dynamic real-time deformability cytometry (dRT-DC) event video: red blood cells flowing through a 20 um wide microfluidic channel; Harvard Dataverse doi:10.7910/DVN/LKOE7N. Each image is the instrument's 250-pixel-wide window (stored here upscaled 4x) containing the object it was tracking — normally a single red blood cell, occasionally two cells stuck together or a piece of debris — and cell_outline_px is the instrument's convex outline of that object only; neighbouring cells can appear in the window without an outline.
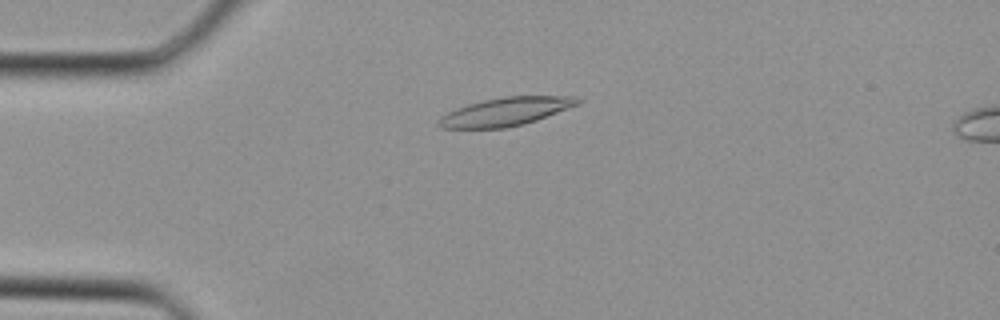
{"species": "Egyptian fruit bat (a non-hibernating species)", "species_latin": "Rousettus aegyptiacus", "temperature_condition": "cold", "stored_images_in_passage": 37, "camera_frame_rate_fps": 3000, "um_per_image_px": 0.085, "animal": {"sex": "female"}, "frame": {"image": 1, "passage_image": 9, "time_ms": 2.667, "image_size_px": [1000, 320], "cell_outline_px": [[584, 100], [580, 104], [536, 120], [524, 124], [504, 128], [440, 128], [436, 124], [436, 120], [440, 116], [456, 108], [468, 104], [484, 100], [504, 96], [576, 96]], "centroid_in_image_um": [42.98, 9.49], "position_along_channel_um": 42.0, "area_um2": 23.06}}
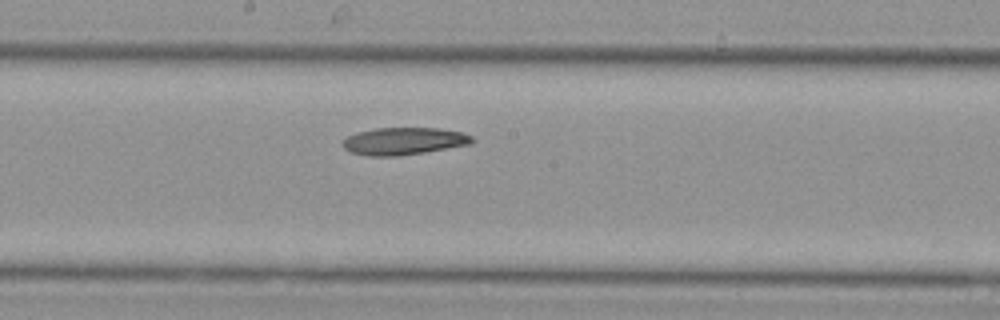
{"frame": {"image": 2, "passage_image": 20, "time_ms": 6.333, "image_size_px": [1000, 320], "cell_outline_px": [[476, 140], [472, 144], [424, 152], [396, 156], [364, 156], [352, 152], [344, 148], [340, 144], [348, 136], [360, 132], [376, 128], [440, 128], [464, 132], [472, 136]], "centroid_in_image_um": [34.37, 11.99], "position_along_channel_um": 213.8, "area_um2": 20.69}}
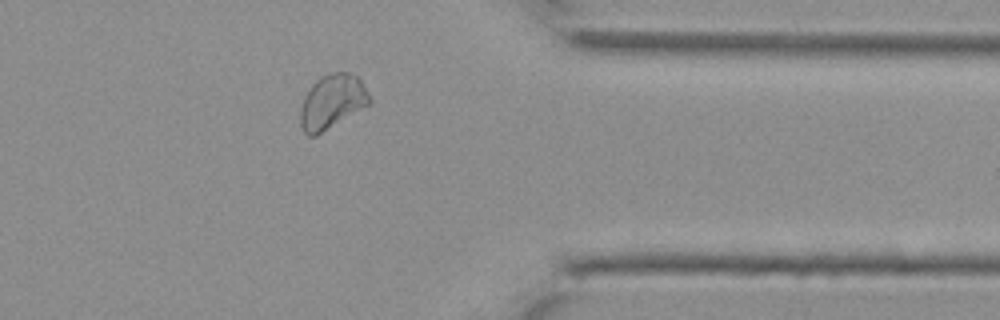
{"frame": {"image": 3, "passage_image": 30, "time_ms": 9.667, "image_size_px": [1000, 320], "cell_outline_px": [[372, 100], [368, 104], [316, 136], [308, 136], [304, 132], [300, 124], [300, 108], [304, 96], [308, 88], [320, 76], [336, 72], [348, 72], [356, 76], [360, 80]], "centroid_in_image_um": [28.18, 8.64], "position_along_channel_um": 383.2, "area_um2": 21.62}}